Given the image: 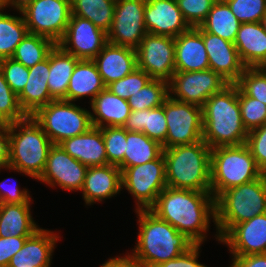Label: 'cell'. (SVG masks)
Wrapping results in <instances>:
<instances>
[{
	"label": "cell",
	"mask_w": 266,
	"mask_h": 267,
	"mask_svg": "<svg viewBox=\"0 0 266 267\" xmlns=\"http://www.w3.org/2000/svg\"><path fill=\"white\" fill-rule=\"evenodd\" d=\"M56 43L45 36L28 33L18 44L12 59L27 68L45 60Z\"/></svg>",
	"instance_id": "obj_36"
},
{
	"label": "cell",
	"mask_w": 266,
	"mask_h": 267,
	"mask_svg": "<svg viewBox=\"0 0 266 267\" xmlns=\"http://www.w3.org/2000/svg\"><path fill=\"white\" fill-rule=\"evenodd\" d=\"M9 134L10 159L5 169L38 180L53 143L31 116L9 124Z\"/></svg>",
	"instance_id": "obj_5"
},
{
	"label": "cell",
	"mask_w": 266,
	"mask_h": 267,
	"mask_svg": "<svg viewBox=\"0 0 266 267\" xmlns=\"http://www.w3.org/2000/svg\"><path fill=\"white\" fill-rule=\"evenodd\" d=\"M232 256L266 254V213L234 225L221 239Z\"/></svg>",
	"instance_id": "obj_17"
},
{
	"label": "cell",
	"mask_w": 266,
	"mask_h": 267,
	"mask_svg": "<svg viewBox=\"0 0 266 267\" xmlns=\"http://www.w3.org/2000/svg\"><path fill=\"white\" fill-rule=\"evenodd\" d=\"M79 60L65 52L58 44L50 51L48 89L54 100H67L69 82Z\"/></svg>",
	"instance_id": "obj_30"
},
{
	"label": "cell",
	"mask_w": 266,
	"mask_h": 267,
	"mask_svg": "<svg viewBox=\"0 0 266 267\" xmlns=\"http://www.w3.org/2000/svg\"><path fill=\"white\" fill-rule=\"evenodd\" d=\"M6 179L0 181V204L7 203V204H20L26 203L31 196L27 189L21 190L18 187V184L13 185L12 187L7 184L6 187Z\"/></svg>",
	"instance_id": "obj_48"
},
{
	"label": "cell",
	"mask_w": 266,
	"mask_h": 267,
	"mask_svg": "<svg viewBox=\"0 0 266 267\" xmlns=\"http://www.w3.org/2000/svg\"><path fill=\"white\" fill-rule=\"evenodd\" d=\"M234 45L246 68L266 67V31L261 22L241 23Z\"/></svg>",
	"instance_id": "obj_26"
},
{
	"label": "cell",
	"mask_w": 266,
	"mask_h": 267,
	"mask_svg": "<svg viewBox=\"0 0 266 267\" xmlns=\"http://www.w3.org/2000/svg\"><path fill=\"white\" fill-rule=\"evenodd\" d=\"M107 43V33L90 20L71 15L66 32L57 44L78 59L93 60Z\"/></svg>",
	"instance_id": "obj_15"
},
{
	"label": "cell",
	"mask_w": 266,
	"mask_h": 267,
	"mask_svg": "<svg viewBox=\"0 0 266 267\" xmlns=\"http://www.w3.org/2000/svg\"><path fill=\"white\" fill-rule=\"evenodd\" d=\"M50 53L48 57L29 68V79L23 91L18 95L21 109L27 116H32L38 109L54 100L48 89Z\"/></svg>",
	"instance_id": "obj_25"
},
{
	"label": "cell",
	"mask_w": 266,
	"mask_h": 267,
	"mask_svg": "<svg viewBox=\"0 0 266 267\" xmlns=\"http://www.w3.org/2000/svg\"><path fill=\"white\" fill-rule=\"evenodd\" d=\"M100 129L102 130L108 164L118 166L122 172L126 147V129L118 126Z\"/></svg>",
	"instance_id": "obj_39"
},
{
	"label": "cell",
	"mask_w": 266,
	"mask_h": 267,
	"mask_svg": "<svg viewBox=\"0 0 266 267\" xmlns=\"http://www.w3.org/2000/svg\"><path fill=\"white\" fill-rule=\"evenodd\" d=\"M123 128L129 132H142L162 145L167 136L164 103L153 109L131 111Z\"/></svg>",
	"instance_id": "obj_31"
},
{
	"label": "cell",
	"mask_w": 266,
	"mask_h": 267,
	"mask_svg": "<svg viewBox=\"0 0 266 267\" xmlns=\"http://www.w3.org/2000/svg\"><path fill=\"white\" fill-rule=\"evenodd\" d=\"M29 236L0 237V267H7L10 259L22 248Z\"/></svg>",
	"instance_id": "obj_47"
},
{
	"label": "cell",
	"mask_w": 266,
	"mask_h": 267,
	"mask_svg": "<svg viewBox=\"0 0 266 267\" xmlns=\"http://www.w3.org/2000/svg\"><path fill=\"white\" fill-rule=\"evenodd\" d=\"M245 144L263 172L266 169V123L248 132Z\"/></svg>",
	"instance_id": "obj_46"
},
{
	"label": "cell",
	"mask_w": 266,
	"mask_h": 267,
	"mask_svg": "<svg viewBox=\"0 0 266 267\" xmlns=\"http://www.w3.org/2000/svg\"><path fill=\"white\" fill-rule=\"evenodd\" d=\"M175 72L203 71L209 61L202 38V28L191 27L174 38Z\"/></svg>",
	"instance_id": "obj_23"
},
{
	"label": "cell",
	"mask_w": 266,
	"mask_h": 267,
	"mask_svg": "<svg viewBox=\"0 0 266 267\" xmlns=\"http://www.w3.org/2000/svg\"><path fill=\"white\" fill-rule=\"evenodd\" d=\"M106 88L101 75L93 60L80 59L72 73L68 90L67 101L75 102L84 97L93 99Z\"/></svg>",
	"instance_id": "obj_28"
},
{
	"label": "cell",
	"mask_w": 266,
	"mask_h": 267,
	"mask_svg": "<svg viewBox=\"0 0 266 267\" xmlns=\"http://www.w3.org/2000/svg\"><path fill=\"white\" fill-rule=\"evenodd\" d=\"M151 79L145 71L137 68L124 78L107 85L106 89L118 97L128 100L145 87Z\"/></svg>",
	"instance_id": "obj_42"
},
{
	"label": "cell",
	"mask_w": 266,
	"mask_h": 267,
	"mask_svg": "<svg viewBox=\"0 0 266 267\" xmlns=\"http://www.w3.org/2000/svg\"><path fill=\"white\" fill-rule=\"evenodd\" d=\"M93 62L107 86L137 69L136 49L107 43Z\"/></svg>",
	"instance_id": "obj_20"
},
{
	"label": "cell",
	"mask_w": 266,
	"mask_h": 267,
	"mask_svg": "<svg viewBox=\"0 0 266 267\" xmlns=\"http://www.w3.org/2000/svg\"><path fill=\"white\" fill-rule=\"evenodd\" d=\"M168 96V82L151 79L145 87L131 96L127 102L131 111H141L162 106Z\"/></svg>",
	"instance_id": "obj_37"
},
{
	"label": "cell",
	"mask_w": 266,
	"mask_h": 267,
	"mask_svg": "<svg viewBox=\"0 0 266 267\" xmlns=\"http://www.w3.org/2000/svg\"><path fill=\"white\" fill-rule=\"evenodd\" d=\"M6 1H7V7L14 8L15 10L21 12L34 0H6Z\"/></svg>",
	"instance_id": "obj_53"
},
{
	"label": "cell",
	"mask_w": 266,
	"mask_h": 267,
	"mask_svg": "<svg viewBox=\"0 0 266 267\" xmlns=\"http://www.w3.org/2000/svg\"><path fill=\"white\" fill-rule=\"evenodd\" d=\"M59 238L60 236L51 230L38 229L27 237L7 267H51L52 253Z\"/></svg>",
	"instance_id": "obj_21"
},
{
	"label": "cell",
	"mask_w": 266,
	"mask_h": 267,
	"mask_svg": "<svg viewBox=\"0 0 266 267\" xmlns=\"http://www.w3.org/2000/svg\"><path fill=\"white\" fill-rule=\"evenodd\" d=\"M238 102L242 123L247 132L259 128L266 123V105L255 98L247 96L239 87Z\"/></svg>",
	"instance_id": "obj_40"
},
{
	"label": "cell",
	"mask_w": 266,
	"mask_h": 267,
	"mask_svg": "<svg viewBox=\"0 0 266 267\" xmlns=\"http://www.w3.org/2000/svg\"><path fill=\"white\" fill-rule=\"evenodd\" d=\"M202 140L211 148L246 143L245 129L238 102L237 84H228L205 101L202 107Z\"/></svg>",
	"instance_id": "obj_3"
},
{
	"label": "cell",
	"mask_w": 266,
	"mask_h": 267,
	"mask_svg": "<svg viewBox=\"0 0 266 267\" xmlns=\"http://www.w3.org/2000/svg\"><path fill=\"white\" fill-rule=\"evenodd\" d=\"M228 84L211 69L175 72L168 82V91L169 96L175 100L203 107L207 99L220 92Z\"/></svg>",
	"instance_id": "obj_12"
},
{
	"label": "cell",
	"mask_w": 266,
	"mask_h": 267,
	"mask_svg": "<svg viewBox=\"0 0 266 267\" xmlns=\"http://www.w3.org/2000/svg\"><path fill=\"white\" fill-rule=\"evenodd\" d=\"M215 236L220 239L236 224L266 213V176L223 191L215 199Z\"/></svg>",
	"instance_id": "obj_6"
},
{
	"label": "cell",
	"mask_w": 266,
	"mask_h": 267,
	"mask_svg": "<svg viewBox=\"0 0 266 267\" xmlns=\"http://www.w3.org/2000/svg\"><path fill=\"white\" fill-rule=\"evenodd\" d=\"M202 38L209 61V69L229 84H236L245 70L234 43L202 29Z\"/></svg>",
	"instance_id": "obj_18"
},
{
	"label": "cell",
	"mask_w": 266,
	"mask_h": 267,
	"mask_svg": "<svg viewBox=\"0 0 266 267\" xmlns=\"http://www.w3.org/2000/svg\"><path fill=\"white\" fill-rule=\"evenodd\" d=\"M122 189L136 199V210L150 209L158 195L167 187L163 153L145 164L125 168L121 172Z\"/></svg>",
	"instance_id": "obj_9"
},
{
	"label": "cell",
	"mask_w": 266,
	"mask_h": 267,
	"mask_svg": "<svg viewBox=\"0 0 266 267\" xmlns=\"http://www.w3.org/2000/svg\"><path fill=\"white\" fill-rule=\"evenodd\" d=\"M100 267H141V266L130 255V253H127V255H124L122 257L117 256V257L108 259L102 265H100Z\"/></svg>",
	"instance_id": "obj_52"
},
{
	"label": "cell",
	"mask_w": 266,
	"mask_h": 267,
	"mask_svg": "<svg viewBox=\"0 0 266 267\" xmlns=\"http://www.w3.org/2000/svg\"><path fill=\"white\" fill-rule=\"evenodd\" d=\"M150 210L195 244L206 241L211 218L215 224V198L211 192L166 187Z\"/></svg>",
	"instance_id": "obj_1"
},
{
	"label": "cell",
	"mask_w": 266,
	"mask_h": 267,
	"mask_svg": "<svg viewBox=\"0 0 266 267\" xmlns=\"http://www.w3.org/2000/svg\"><path fill=\"white\" fill-rule=\"evenodd\" d=\"M167 136L163 149L187 145L202 140V107L175 100L168 96L164 101Z\"/></svg>",
	"instance_id": "obj_10"
},
{
	"label": "cell",
	"mask_w": 266,
	"mask_h": 267,
	"mask_svg": "<svg viewBox=\"0 0 266 267\" xmlns=\"http://www.w3.org/2000/svg\"><path fill=\"white\" fill-rule=\"evenodd\" d=\"M31 201L0 204V237L31 236L40 229L30 211Z\"/></svg>",
	"instance_id": "obj_29"
},
{
	"label": "cell",
	"mask_w": 266,
	"mask_h": 267,
	"mask_svg": "<svg viewBox=\"0 0 266 267\" xmlns=\"http://www.w3.org/2000/svg\"><path fill=\"white\" fill-rule=\"evenodd\" d=\"M240 25L241 22L237 20L228 4L224 0H217L200 27L208 33L234 43Z\"/></svg>",
	"instance_id": "obj_33"
},
{
	"label": "cell",
	"mask_w": 266,
	"mask_h": 267,
	"mask_svg": "<svg viewBox=\"0 0 266 267\" xmlns=\"http://www.w3.org/2000/svg\"><path fill=\"white\" fill-rule=\"evenodd\" d=\"M10 159L9 124L0 123V168L8 166Z\"/></svg>",
	"instance_id": "obj_50"
},
{
	"label": "cell",
	"mask_w": 266,
	"mask_h": 267,
	"mask_svg": "<svg viewBox=\"0 0 266 267\" xmlns=\"http://www.w3.org/2000/svg\"><path fill=\"white\" fill-rule=\"evenodd\" d=\"M28 32L56 44L63 38L71 16V0H34L21 11Z\"/></svg>",
	"instance_id": "obj_11"
},
{
	"label": "cell",
	"mask_w": 266,
	"mask_h": 267,
	"mask_svg": "<svg viewBox=\"0 0 266 267\" xmlns=\"http://www.w3.org/2000/svg\"><path fill=\"white\" fill-rule=\"evenodd\" d=\"M121 190V169L118 166L106 164L88 167L81 190L87 206L110 199Z\"/></svg>",
	"instance_id": "obj_22"
},
{
	"label": "cell",
	"mask_w": 266,
	"mask_h": 267,
	"mask_svg": "<svg viewBox=\"0 0 266 267\" xmlns=\"http://www.w3.org/2000/svg\"><path fill=\"white\" fill-rule=\"evenodd\" d=\"M116 0H71V15L90 20L108 33L113 23Z\"/></svg>",
	"instance_id": "obj_34"
},
{
	"label": "cell",
	"mask_w": 266,
	"mask_h": 267,
	"mask_svg": "<svg viewBox=\"0 0 266 267\" xmlns=\"http://www.w3.org/2000/svg\"><path fill=\"white\" fill-rule=\"evenodd\" d=\"M262 175L246 144L211 149V194L215 199L223 191L254 181Z\"/></svg>",
	"instance_id": "obj_7"
},
{
	"label": "cell",
	"mask_w": 266,
	"mask_h": 267,
	"mask_svg": "<svg viewBox=\"0 0 266 267\" xmlns=\"http://www.w3.org/2000/svg\"><path fill=\"white\" fill-rule=\"evenodd\" d=\"M236 84L247 96L266 105V67L245 68Z\"/></svg>",
	"instance_id": "obj_41"
},
{
	"label": "cell",
	"mask_w": 266,
	"mask_h": 267,
	"mask_svg": "<svg viewBox=\"0 0 266 267\" xmlns=\"http://www.w3.org/2000/svg\"><path fill=\"white\" fill-rule=\"evenodd\" d=\"M7 7V1L6 0H0V12L4 11Z\"/></svg>",
	"instance_id": "obj_54"
},
{
	"label": "cell",
	"mask_w": 266,
	"mask_h": 267,
	"mask_svg": "<svg viewBox=\"0 0 266 267\" xmlns=\"http://www.w3.org/2000/svg\"><path fill=\"white\" fill-rule=\"evenodd\" d=\"M261 24L266 31V14L262 17Z\"/></svg>",
	"instance_id": "obj_55"
},
{
	"label": "cell",
	"mask_w": 266,
	"mask_h": 267,
	"mask_svg": "<svg viewBox=\"0 0 266 267\" xmlns=\"http://www.w3.org/2000/svg\"><path fill=\"white\" fill-rule=\"evenodd\" d=\"M201 244H195L187 252L180 256L160 263L156 267H208L198 262Z\"/></svg>",
	"instance_id": "obj_49"
},
{
	"label": "cell",
	"mask_w": 266,
	"mask_h": 267,
	"mask_svg": "<svg viewBox=\"0 0 266 267\" xmlns=\"http://www.w3.org/2000/svg\"><path fill=\"white\" fill-rule=\"evenodd\" d=\"M88 167L65 152L59 144H53L45 168L38 181L62 190L81 191Z\"/></svg>",
	"instance_id": "obj_16"
},
{
	"label": "cell",
	"mask_w": 266,
	"mask_h": 267,
	"mask_svg": "<svg viewBox=\"0 0 266 267\" xmlns=\"http://www.w3.org/2000/svg\"><path fill=\"white\" fill-rule=\"evenodd\" d=\"M139 232L130 254L141 267H156L187 252L195 243L150 209L134 210Z\"/></svg>",
	"instance_id": "obj_2"
},
{
	"label": "cell",
	"mask_w": 266,
	"mask_h": 267,
	"mask_svg": "<svg viewBox=\"0 0 266 267\" xmlns=\"http://www.w3.org/2000/svg\"><path fill=\"white\" fill-rule=\"evenodd\" d=\"M144 19L147 32L153 35L175 38L191 28L176 0H146Z\"/></svg>",
	"instance_id": "obj_19"
},
{
	"label": "cell",
	"mask_w": 266,
	"mask_h": 267,
	"mask_svg": "<svg viewBox=\"0 0 266 267\" xmlns=\"http://www.w3.org/2000/svg\"><path fill=\"white\" fill-rule=\"evenodd\" d=\"M0 12V60L11 58L18 44L29 33L23 15Z\"/></svg>",
	"instance_id": "obj_35"
},
{
	"label": "cell",
	"mask_w": 266,
	"mask_h": 267,
	"mask_svg": "<svg viewBox=\"0 0 266 267\" xmlns=\"http://www.w3.org/2000/svg\"><path fill=\"white\" fill-rule=\"evenodd\" d=\"M27 117L20 107L18 96L10 88L0 69V123L11 124Z\"/></svg>",
	"instance_id": "obj_38"
},
{
	"label": "cell",
	"mask_w": 266,
	"mask_h": 267,
	"mask_svg": "<svg viewBox=\"0 0 266 267\" xmlns=\"http://www.w3.org/2000/svg\"><path fill=\"white\" fill-rule=\"evenodd\" d=\"M163 153L162 145L150 139L142 132L126 130V147L123 159V170L127 167L145 164L157 159Z\"/></svg>",
	"instance_id": "obj_32"
},
{
	"label": "cell",
	"mask_w": 266,
	"mask_h": 267,
	"mask_svg": "<svg viewBox=\"0 0 266 267\" xmlns=\"http://www.w3.org/2000/svg\"><path fill=\"white\" fill-rule=\"evenodd\" d=\"M59 145L87 167L108 164L102 130L98 127L92 126L81 135L63 140Z\"/></svg>",
	"instance_id": "obj_24"
},
{
	"label": "cell",
	"mask_w": 266,
	"mask_h": 267,
	"mask_svg": "<svg viewBox=\"0 0 266 267\" xmlns=\"http://www.w3.org/2000/svg\"><path fill=\"white\" fill-rule=\"evenodd\" d=\"M231 263L235 267H266V254L232 256Z\"/></svg>",
	"instance_id": "obj_51"
},
{
	"label": "cell",
	"mask_w": 266,
	"mask_h": 267,
	"mask_svg": "<svg viewBox=\"0 0 266 267\" xmlns=\"http://www.w3.org/2000/svg\"><path fill=\"white\" fill-rule=\"evenodd\" d=\"M0 69L10 88L18 96L24 89L29 79V68L12 58L0 60Z\"/></svg>",
	"instance_id": "obj_45"
},
{
	"label": "cell",
	"mask_w": 266,
	"mask_h": 267,
	"mask_svg": "<svg viewBox=\"0 0 266 267\" xmlns=\"http://www.w3.org/2000/svg\"><path fill=\"white\" fill-rule=\"evenodd\" d=\"M217 0H176L190 27H199Z\"/></svg>",
	"instance_id": "obj_44"
},
{
	"label": "cell",
	"mask_w": 266,
	"mask_h": 267,
	"mask_svg": "<svg viewBox=\"0 0 266 267\" xmlns=\"http://www.w3.org/2000/svg\"><path fill=\"white\" fill-rule=\"evenodd\" d=\"M137 68L152 79L169 82L175 73L174 38L147 33L136 48Z\"/></svg>",
	"instance_id": "obj_13"
},
{
	"label": "cell",
	"mask_w": 266,
	"mask_h": 267,
	"mask_svg": "<svg viewBox=\"0 0 266 267\" xmlns=\"http://www.w3.org/2000/svg\"><path fill=\"white\" fill-rule=\"evenodd\" d=\"M263 175L266 176V169L263 171Z\"/></svg>",
	"instance_id": "obj_56"
},
{
	"label": "cell",
	"mask_w": 266,
	"mask_h": 267,
	"mask_svg": "<svg viewBox=\"0 0 266 267\" xmlns=\"http://www.w3.org/2000/svg\"><path fill=\"white\" fill-rule=\"evenodd\" d=\"M146 0H116L108 43L136 49L148 33L145 28Z\"/></svg>",
	"instance_id": "obj_14"
},
{
	"label": "cell",
	"mask_w": 266,
	"mask_h": 267,
	"mask_svg": "<svg viewBox=\"0 0 266 267\" xmlns=\"http://www.w3.org/2000/svg\"><path fill=\"white\" fill-rule=\"evenodd\" d=\"M167 187L211 192V148L203 141L163 149Z\"/></svg>",
	"instance_id": "obj_4"
},
{
	"label": "cell",
	"mask_w": 266,
	"mask_h": 267,
	"mask_svg": "<svg viewBox=\"0 0 266 267\" xmlns=\"http://www.w3.org/2000/svg\"><path fill=\"white\" fill-rule=\"evenodd\" d=\"M89 110L64 99L52 100L31 117L53 144L81 135L92 127Z\"/></svg>",
	"instance_id": "obj_8"
},
{
	"label": "cell",
	"mask_w": 266,
	"mask_h": 267,
	"mask_svg": "<svg viewBox=\"0 0 266 267\" xmlns=\"http://www.w3.org/2000/svg\"><path fill=\"white\" fill-rule=\"evenodd\" d=\"M90 107L93 111L90 112L91 124L98 128L123 127L131 113L127 100L106 88L93 99Z\"/></svg>",
	"instance_id": "obj_27"
},
{
	"label": "cell",
	"mask_w": 266,
	"mask_h": 267,
	"mask_svg": "<svg viewBox=\"0 0 266 267\" xmlns=\"http://www.w3.org/2000/svg\"><path fill=\"white\" fill-rule=\"evenodd\" d=\"M241 23L261 22L266 14V0H224Z\"/></svg>",
	"instance_id": "obj_43"
}]
</instances>
